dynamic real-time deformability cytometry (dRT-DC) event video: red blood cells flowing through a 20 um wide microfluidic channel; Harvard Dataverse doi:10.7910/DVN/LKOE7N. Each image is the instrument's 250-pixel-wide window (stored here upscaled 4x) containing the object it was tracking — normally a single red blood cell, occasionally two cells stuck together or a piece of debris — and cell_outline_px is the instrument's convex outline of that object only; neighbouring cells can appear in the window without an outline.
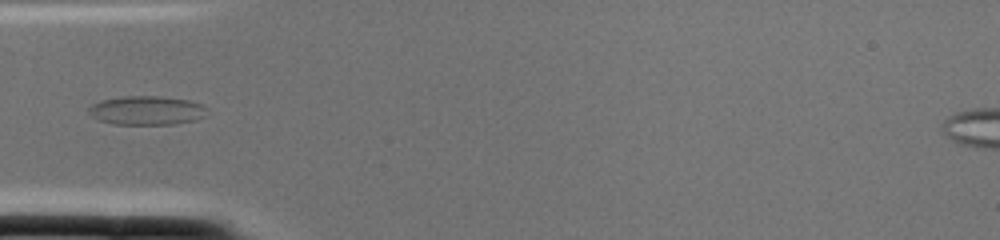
{"species": "common noctule bat (a hibernating species)", "species_latin": "Nyctalus noctula", "temperature_condition": "cold", "stored_images_in_passage": 2, "camera_frame_rate_fps": 3000, "um_per_image_px": 0.085, "animal": {"sex": "female", "body_mass_g": 22.0, "forearm_length_mm": 56.7}, "frame": {"image": 1, "passage_image": 2, "time_ms": 0.333, "image_size_px": [1000, 240], "cell_outline_px": [[208, 108], [204, 116], [196, 120], [176, 124], [112, 124], [100, 120], [92, 116], [88, 112], [88, 108], [92, 104], [100, 100], [120, 96], [160, 96], [188, 100], [204, 104]], "centroid_in_image_um": [12.48, 9.38], "position_along_channel_um": 72.5, "area_um2": 20.17}}